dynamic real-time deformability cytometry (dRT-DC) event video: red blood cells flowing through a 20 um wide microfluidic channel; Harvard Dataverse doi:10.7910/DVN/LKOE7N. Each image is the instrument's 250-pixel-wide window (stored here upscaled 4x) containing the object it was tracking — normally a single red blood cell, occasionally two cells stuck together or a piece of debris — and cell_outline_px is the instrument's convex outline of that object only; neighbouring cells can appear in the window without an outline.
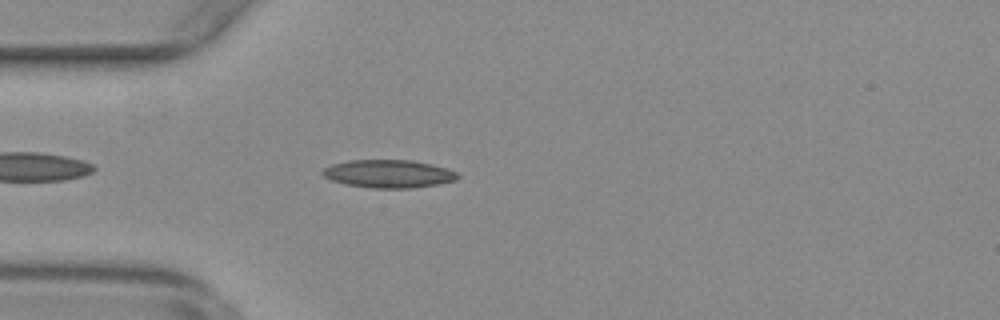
{"species": "common noctule bat (a hibernating species)", "species_latin": "Nyctalus noctula", "temperature_condition": "warm", "stored_images_in_passage": 42, "camera_frame_rate_fps": 3000, "um_per_image_px": 0.085, "animal": {"sex": "female", "body_mass_g": 29.2, "forearm_length_mm": 56.3}, "frame": {"image": 1, "passage_image": 3, "time_ms": 0.667, "image_size_px": [1000, 320], "cell_outline_px": [[460, 176], [456, 180], [436, 184], [412, 188], [372, 188], [348, 184], [332, 180], [324, 176], [320, 172], [324, 168], [332, 164], [348, 160], [412, 160], [432, 164], [456, 172]], "centroid_in_image_um": [33.02, 14.76], "position_along_channel_um": 52.0, "area_um2": 21.85}}
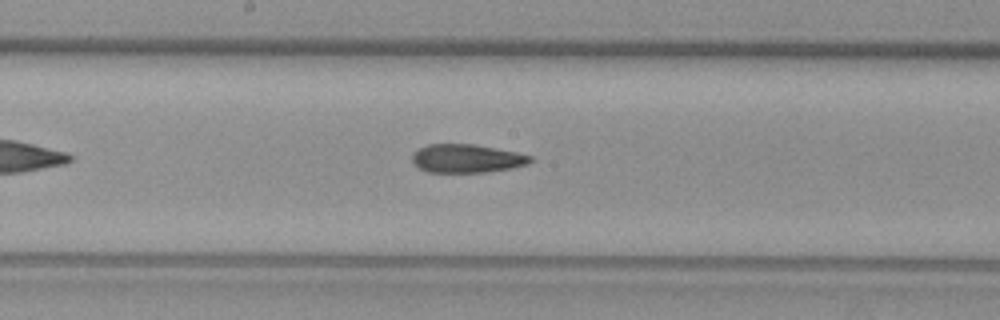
{"frame": {"image": 2, "passage_image": 16, "time_ms": 5.0, "image_size_px": [1000, 320], "cell_outline_px": [[532, 160], [528, 164], [512, 168], [484, 172], [428, 172], [412, 164], [412, 152], [428, 144], [472, 144], [516, 152], [532, 156]], "centroid_in_image_um": [39.64, 13.47], "position_along_channel_um": 208.6, "area_um2": 19.54}}
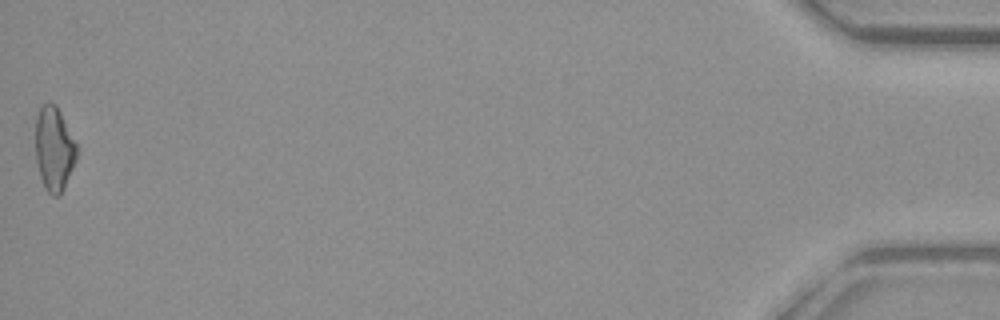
{"frame": {"image": 3, "passage_image": 42, "time_ms": 13.667, "image_size_px": [1000, 320], "cell_outline_px": [[76, 160], [64, 188], [60, 196], [52, 196], [44, 188], [40, 176], [36, 160], [36, 116], [40, 104], [48, 100], [52, 100], [56, 104], [76, 144]], "centroid_in_image_um": [4.57, 12.62], "position_along_channel_um": 430.6, "area_um2": 20.35}, "authors_computed_cell_mechanics": {"area_um2": 20.23, "velocity_mm_per_s": 3.7837, "shape_relaxation_time_tau1_ms": null, "shape_relaxation_time_tau2_ms": 4.5746, "deformation_change_tau1": null, "deformation_change_tau2": 0.1303}}